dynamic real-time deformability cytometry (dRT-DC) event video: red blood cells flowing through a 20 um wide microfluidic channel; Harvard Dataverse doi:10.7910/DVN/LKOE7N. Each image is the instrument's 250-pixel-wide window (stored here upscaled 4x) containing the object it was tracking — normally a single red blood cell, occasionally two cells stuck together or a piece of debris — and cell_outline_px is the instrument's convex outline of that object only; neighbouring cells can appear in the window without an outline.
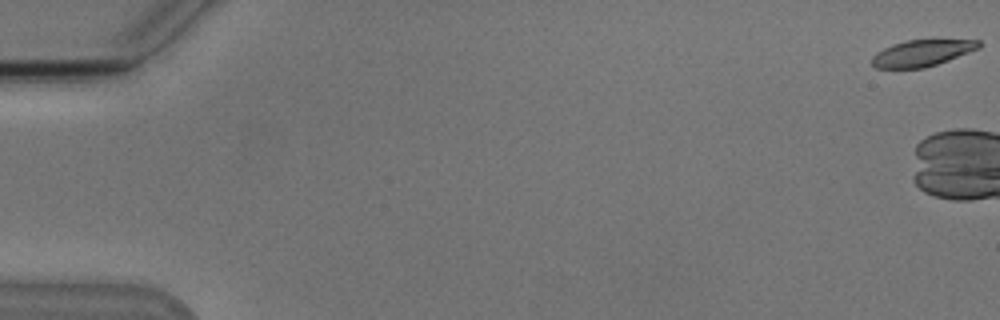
{"species": "Egyptian fruit bat (a non-hibernating species)", "species_latin": "Rousettus aegyptiacus", "temperature_condition": "cold", "stored_images_in_passage": 6, "camera_frame_rate_fps": 3000, "um_per_image_px": 0.085, "animal": {"sex": "male"}, "frame": {"image": 1, "passage_image": 1, "time_ms": 0.0, "image_size_px": [1000, 320], "cell_outline_px": [[980, 48], [948, 60], [924, 68], [876, 68], [872, 64], [872, 56], [876, 52], [892, 44], [908, 40], [980, 40]], "centroid_in_image_um": [78.35, 4.51], "position_along_channel_um": 6.7, "area_um2": 16.3}}